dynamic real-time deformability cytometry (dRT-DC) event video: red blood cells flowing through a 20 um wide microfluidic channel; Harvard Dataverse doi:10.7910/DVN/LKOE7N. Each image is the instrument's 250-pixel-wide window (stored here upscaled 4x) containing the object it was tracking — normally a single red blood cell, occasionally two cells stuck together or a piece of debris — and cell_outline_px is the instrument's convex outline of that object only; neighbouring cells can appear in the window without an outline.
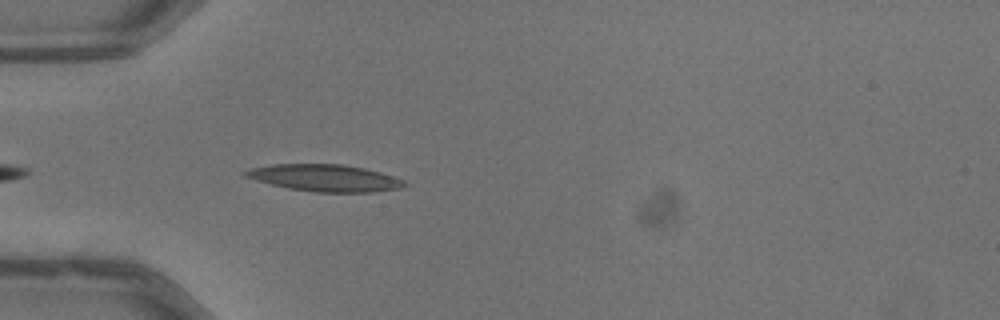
{"species": "common noctule bat (a hibernating species)", "species_latin": "Nyctalus noctula", "temperature_condition": "warm", "stored_images_in_passage": 9, "camera_frame_rate_fps": 3000, "um_per_image_px": 0.085, "animal": {"sex": "male", "body_mass_g": 13.3}, "frame": {"image": 1, "passage_image": 3, "time_ms": 0.667, "image_size_px": [1000, 320], "cell_outline_px": [[408, 184], [400, 188], [372, 192], [316, 192], [288, 188], [256, 180], [244, 176], [240, 172], [252, 168], [272, 164], [340, 164], [364, 168], [380, 172], [404, 180]], "centroid_in_image_um": [27.6, 15.12], "position_along_channel_um": 57.4, "area_um2": 24.8}}